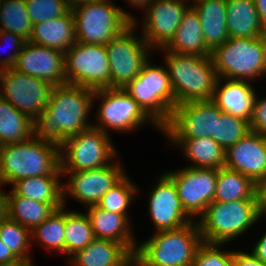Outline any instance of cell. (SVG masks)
Wrapping results in <instances>:
<instances>
[{
  "label": "cell",
  "mask_w": 266,
  "mask_h": 266,
  "mask_svg": "<svg viewBox=\"0 0 266 266\" xmlns=\"http://www.w3.org/2000/svg\"><path fill=\"white\" fill-rule=\"evenodd\" d=\"M93 97L90 88L53 86L46 108L33 120V136L60 148L67 138L93 126L88 119Z\"/></svg>",
  "instance_id": "6da1fadb"
},
{
  "label": "cell",
  "mask_w": 266,
  "mask_h": 266,
  "mask_svg": "<svg viewBox=\"0 0 266 266\" xmlns=\"http://www.w3.org/2000/svg\"><path fill=\"white\" fill-rule=\"evenodd\" d=\"M62 174L60 148L32 136L0 146V182L4 186L27 177Z\"/></svg>",
  "instance_id": "7a4b0ae2"
},
{
  "label": "cell",
  "mask_w": 266,
  "mask_h": 266,
  "mask_svg": "<svg viewBox=\"0 0 266 266\" xmlns=\"http://www.w3.org/2000/svg\"><path fill=\"white\" fill-rule=\"evenodd\" d=\"M164 54L175 107L191 101L212 100L218 75L211 56Z\"/></svg>",
  "instance_id": "3957f363"
},
{
  "label": "cell",
  "mask_w": 266,
  "mask_h": 266,
  "mask_svg": "<svg viewBox=\"0 0 266 266\" xmlns=\"http://www.w3.org/2000/svg\"><path fill=\"white\" fill-rule=\"evenodd\" d=\"M258 220V200H237L211 202L196 221L202 241L227 244L246 233Z\"/></svg>",
  "instance_id": "277c9868"
},
{
  "label": "cell",
  "mask_w": 266,
  "mask_h": 266,
  "mask_svg": "<svg viewBox=\"0 0 266 266\" xmlns=\"http://www.w3.org/2000/svg\"><path fill=\"white\" fill-rule=\"evenodd\" d=\"M202 242L198 223L194 220L179 229L155 232L137 245L135 254L147 266H192Z\"/></svg>",
  "instance_id": "5b68a950"
},
{
  "label": "cell",
  "mask_w": 266,
  "mask_h": 266,
  "mask_svg": "<svg viewBox=\"0 0 266 266\" xmlns=\"http://www.w3.org/2000/svg\"><path fill=\"white\" fill-rule=\"evenodd\" d=\"M78 43L106 45L136 18L112 0H96L71 8Z\"/></svg>",
  "instance_id": "8992f818"
},
{
  "label": "cell",
  "mask_w": 266,
  "mask_h": 266,
  "mask_svg": "<svg viewBox=\"0 0 266 266\" xmlns=\"http://www.w3.org/2000/svg\"><path fill=\"white\" fill-rule=\"evenodd\" d=\"M218 78L250 81L266 76V36L229 38L211 53Z\"/></svg>",
  "instance_id": "52a82bcc"
},
{
  "label": "cell",
  "mask_w": 266,
  "mask_h": 266,
  "mask_svg": "<svg viewBox=\"0 0 266 266\" xmlns=\"http://www.w3.org/2000/svg\"><path fill=\"white\" fill-rule=\"evenodd\" d=\"M150 59L140 74L123 89L162 129L170 121L175 108V95L166 67L156 66Z\"/></svg>",
  "instance_id": "ba28073f"
},
{
  "label": "cell",
  "mask_w": 266,
  "mask_h": 266,
  "mask_svg": "<svg viewBox=\"0 0 266 266\" xmlns=\"http://www.w3.org/2000/svg\"><path fill=\"white\" fill-rule=\"evenodd\" d=\"M110 135L91 126L67 138L60 147L61 172L97 169L115 161L119 156Z\"/></svg>",
  "instance_id": "9c48e42d"
},
{
  "label": "cell",
  "mask_w": 266,
  "mask_h": 266,
  "mask_svg": "<svg viewBox=\"0 0 266 266\" xmlns=\"http://www.w3.org/2000/svg\"><path fill=\"white\" fill-rule=\"evenodd\" d=\"M137 23L134 20L105 45L110 65V88H124L140 74L143 65L150 58L149 55L153 53L142 35L137 37L135 34L139 25Z\"/></svg>",
  "instance_id": "30bf717a"
},
{
  "label": "cell",
  "mask_w": 266,
  "mask_h": 266,
  "mask_svg": "<svg viewBox=\"0 0 266 266\" xmlns=\"http://www.w3.org/2000/svg\"><path fill=\"white\" fill-rule=\"evenodd\" d=\"M101 100L97 110V121L94 127L106 134L108 131L129 132L137 130L144 123L162 129L143 111L138 103L123 88H103L94 90L93 101Z\"/></svg>",
  "instance_id": "8fae6325"
},
{
  "label": "cell",
  "mask_w": 266,
  "mask_h": 266,
  "mask_svg": "<svg viewBox=\"0 0 266 266\" xmlns=\"http://www.w3.org/2000/svg\"><path fill=\"white\" fill-rule=\"evenodd\" d=\"M66 84L93 90L110 88V65L105 45L76 42L65 53Z\"/></svg>",
  "instance_id": "7c38bea8"
},
{
  "label": "cell",
  "mask_w": 266,
  "mask_h": 266,
  "mask_svg": "<svg viewBox=\"0 0 266 266\" xmlns=\"http://www.w3.org/2000/svg\"><path fill=\"white\" fill-rule=\"evenodd\" d=\"M0 86V96L32 120L46 108L53 87L13 67L0 69Z\"/></svg>",
  "instance_id": "4fadbf2b"
},
{
  "label": "cell",
  "mask_w": 266,
  "mask_h": 266,
  "mask_svg": "<svg viewBox=\"0 0 266 266\" xmlns=\"http://www.w3.org/2000/svg\"><path fill=\"white\" fill-rule=\"evenodd\" d=\"M222 111L212 101H191L177 105L162 128L167 139L211 137L215 141L216 118Z\"/></svg>",
  "instance_id": "5bb4252c"
},
{
  "label": "cell",
  "mask_w": 266,
  "mask_h": 266,
  "mask_svg": "<svg viewBox=\"0 0 266 266\" xmlns=\"http://www.w3.org/2000/svg\"><path fill=\"white\" fill-rule=\"evenodd\" d=\"M165 173L174 181L185 211L197 220L196 217H200L214 201L218 169L188 165L181 170H169Z\"/></svg>",
  "instance_id": "9a60e30c"
},
{
  "label": "cell",
  "mask_w": 266,
  "mask_h": 266,
  "mask_svg": "<svg viewBox=\"0 0 266 266\" xmlns=\"http://www.w3.org/2000/svg\"><path fill=\"white\" fill-rule=\"evenodd\" d=\"M115 162L92 170L62 172V176L68 177L66 184L62 183L64 206L66 195L84 204L85 208L97 205L101 197L126 175L124 167L117 160Z\"/></svg>",
  "instance_id": "2e32d148"
},
{
  "label": "cell",
  "mask_w": 266,
  "mask_h": 266,
  "mask_svg": "<svg viewBox=\"0 0 266 266\" xmlns=\"http://www.w3.org/2000/svg\"><path fill=\"white\" fill-rule=\"evenodd\" d=\"M183 0H154L144 11L142 37L153 50L162 51L174 38L184 13L191 6Z\"/></svg>",
  "instance_id": "e0dca14e"
},
{
  "label": "cell",
  "mask_w": 266,
  "mask_h": 266,
  "mask_svg": "<svg viewBox=\"0 0 266 266\" xmlns=\"http://www.w3.org/2000/svg\"><path fill=\"white\" fill-rule=\"evenodd\" d=\"M157 182L148 200L149 215L156 232L179 229L194 222L182 206L174 181L163 173Z\"/></svg>",
  "instance_id": "ac0fdd59"
},
{
  "label": "cell",
  "mask_w": 266,
  "mask_h": 266,
  "mask_svg": "<svg viewBox=\"0 0 266 266\" xmlns=\"http://www.w3.org/2000/svg\"><path fill=\"white\" fill-rule=\"evenodd\" d=\"M16 70L48 81L53 86L66 84L64 52L26 41L17 56Z\"/></svg>",
  "instance_id": "d6986e66"
},
{
  "label": "cell",
  "mask_w": 266,
  "mask_h": 266,
  "mask_svg": "<svg viewBox=\"0 0 266 266\" xmlns=\"http://www.w3.org/2000/svg\"><path fill=\"white\" fill-rule=\"evenodd\" d=\"M224 166L261 183L266 177V135L248 133L225 151Z\"/></svg>",
  "instance_id": "ffe728a7"
},
{
  "label": "cell",
  "mask_w": 266,
  "mask_h": 266,
  "mask_svg": "<svg viewBox=\"0 0 266 266\" xmlns=\"http://www.w3.org/2000/svg\"><path fill=\"white\" fill-rule=\"evenodd\" d=\"M250 84L249 81L218 78L212 101L222 112L251 122L257 95Z\"/></svg>",
  "instance_id": "44dd1931"
},
{
  "label": "cell",
  "mask_w": 266,
  "mask_h": 266,
  "mask_svg": "<svg viewBox=\"0 0 266 266\" xmlns=\"http://www.w3.org/2000/svg\"><path fill=\"white\" fill-rule=\"evenodd\" d=\"M91 228L96 239H109L123 244L132 254L137 249L130 220L124 215L103 210L97 205L86 207Z\"/></svg>",
  "instance_id": "7402d4cb"
},
{
  "label": "cell",
  "mask_w": 266,
  "mask_h": 266,
  "mask_svg": "<svg viewBox=\"0 0 266 266\" xmlns=\"http://www.w3.org/2000/svg\"><path fill=\"white\" fill-rule=\"evenodd\" d=\"M29 41L65 53L77 42L71 9L65 15L34 24Z\"/></svg>",
  "instance_id": "603a6c76"
},
{
  "label": "cell",
  "mask_w": 266,
  "mask_h": 266,
  "mask_svg": "<svg viewBox=\"0 0 266 266\" xmlns=\"http://www.w3.org/2000/svg\"><path fill=\"white\" fill-rule=\"evenodd\" d=\"M163 51L180 55L211 56L212 51L205 44L199 16L192 6L184 13L174 38Z\"/></svg>",
  "instance_id": "cb8c5ba5"
},
{
  "label": "cell",
  "mask_w": 266,
  "mask_h": 266,
  "mask_svg": "<svg viewBox=\"0 0 266 266\" xmlns=\"http://www.w3.org/2000/svg\"><path fill=\"white\" fill-rule=\"evenodd\" d=\"M132 253L121 243L109 239H94L84 249L69 256L72 266H122Z\"/></svg>",
  "instance_id": "d4e9b609"
},
{
  "label": "cell",
  "mask_w": 266,
  "mask_h": 266,
  "mask_svg": "<svg viewBox=\"0 0 266 266\" xmlns=\"http://www.w3.org/2000/svg\"><path fill=\"white\" fill-rule=\"evenodd\" d=\"M197 12L206 46L213 51L228 39L226 0H200L191 5Z\"/></svg>",
  "instance_id": "484cf974"
},
{
  "label": "cell",
  "mask_w": 266,
  "mask_h": 266,
  "mask_svg": "<svg viewBox=\"0 0 266 266\" xmlns=\"http://www.w3.org/2000/svg\"><path fill=\"white\" fill-rule=\"evenodd\" d=\"M229 38H259L263 31L254 0H226Z\"/></svg>",
  "instance_id": "4316f807"
},
{
  "label": "cell",
  "mask_w": 266,
  "mask_h": 266,
  "mask_svg": "<svg viewBox=\"0 0 266 266\" xmlns=\"http://www.w3.org/2000/svg\"><path fill=\"white\" fill-rule=\"evenodd\" d=\"M59 177L62 174L27 177L12 184V191L25 198L51 204L56 210L64 206L63 188Z\"/></svg>",
  "instance_id": "83f0119b"
},
{
  "label": "cell",
  "mask_w": 266,
  "mask_h": 266,
  "mask_svg": "<svg viewBox=\"0 0 266 266\" xmlns=\"http://www.w3.org/2000/svg\"><path fill=\"white\" fill-rule=\"evenodd\" d=\"M168 140L182 149L183 155L192 163L190 167L213 169L224 167L225 150L211 137Z\"/></svg>",
  "instance_id": "f1b7e54d"
},
{
  "label": "cell",
  "mask_w": 266,
  "mask_h": 266,
  "mask_svg": "<svg viewBox=\"0 0 266 266\" xmlns=\"http://www.w3.org/2000/svg\"><path fill=\"white\" fill-rule=\"evenodd\" d=\"M257 188L250 177L224 166L218 169L214 201L258 200Z\"/></svg>",
  "instance_id": "f546056e"
},
{
  "label": "cell",
  "mask_w": 266,
  "mask_h": 266,
  "mask_svg": "<svg viewBox=\"0 0 266 266\" xmlns=\"http://www.w3.org/2000/svg\"><path fill=\"white\" fill-rule=\"evenodd\" d=\"M33 136V120L0 96V146Z\"/></svg>",
  "instance_id": "4dcf8cb0"
},
{
  "label": "cell",
  "mask_w": 266,
  "mask_h": 266,
  "mask_svg": "<svg viewBox=\"0 0 266 266\" xmlns=\"http://www.w3.org/2000/svg\"><path fill=\"white\" fill-rule=\"evenodd\" d=\"M8 218L32 231L55 212L51 204L31 200L8 192Z\"/></svg>",
  "instance_id": "1f68e13d"
},
{
  "label": "cell",
  "mask_w": 266,
  "mask_h": 266,
  "mask_svg": "<svg viewBox=\"0 0 266 266\" xmlns=\"http://www.w3.org/2000/svg\"><path fill=\"white\" fill-rule=\"evenodd\" d=\"M65 253L74 255L84 249L94 239L89 217L76 210L65 211Z\"/></svg>",
  "instance_id": "d6a6232c"
},
{
  "label": "cell",
  "mask_w": 266,
  "mask_h": 266,
  "mask_svg": "<svg viewBox=\"0 0 266 266\" xmlns=\"http://www.w3.org/2000/svg\"><path fill=\"white\" fill-rule=\"evenodd\" d=\"M65 206L55 210L31 231V240L39 241L45 250L65 253ZM37 239V240H36Z\"/></svg>",
  "instance_id": "836d02e7"
},
{
  "label": "cell",
  "mask_w": 266,
  "mask_h": 266,
  "mask_svg": "<svg viewBox=\"0 0 266 266\" xmlns=\"http://www.w3.org/2000/svg\"><path fill=\"white\" fill-rule=\"evenodd\" d=\"M0 23V31L12 32L29 41L33 25L25 0H4L0 6Z\"/></svg>",
  "instance_id": "e575fe53"
},
{
  "label": "cell",
  "mask_w": 266,
  "mask_h": 266,
  "mask_svg": "<svg viewBox=\"0 0 266 266\" xmlns=\"http://www.w3.org/2000/svg\"><path fill=\"white\" fill-rule=\"evenodd\" d=\"M129 176L126 174L114 187L109 189L97 203V206L103 210L124 215L128 220L130 219L128 209L130 204L134 201L133 197L139 192Z\"/></svg>",
  "instance_id": "d590c367"
},
{
  "label": "cell",
  "mask_w": 266,
  "mask_h": 266,
  "mask_svg": "<svg viewBox=\"0 0 266 266\" xmlns=\"http://www.w3.org/2000/svg\"><path fill=\"white\" fill-rule=\"evenodd\" d=\"M0 239L18 259H31V231L8 217L0 223Z\"/></svg>",
  "instance_id": "8d00e7d4"
},
{
  "label": "cell",
  "mask_w": 266,
  "mask_h": 266,
  "mask_svg": "<svg viewBox=\"0 0 266 266\" xmlns=\"http://www.w3.org/2000/svg\"><path fill=\"white\" fill-rule=\"evenodd\" d=\"M251 132L250 122L222 112L216 118L215 142L225 151Z\"/></svg>",
  "instance_id": "74e56055"
},
{
  "label": "cell",
  "mask_w": 266,
  "mask_h": 266,
  "mask_svg": "<svg viewBox=\"0 0 266 266\" xmlns=\"http://www.w3.org/2000/svg\"><path fill=\"white\" fill-rule=\"evenodd\" d=\"M32 25L65 15L71 8L67 0H25Z\"/></svg>",
  "instance_id": "f35d334b"
},
{
  "label": "cell",
  "mask_w": 266,
  "mask_h": 266,
  "mask_svg": "<svg viewBox=\"0 0 266 266\" xmlns=\"http://www.w3.org/2000/svg\"><path fill=\"white\" fill-rule=\"evenodd\" d=\"M225 244L202 242L198 247L192 266H232L234 250L219 247Z\"/></svg>",
  "instance_id": "ab89813d"
},
{
  "label": "cell",
  "mask_w": 266,
  "mask_h": 266,
  "mask_svg": "<svg viewBox=\"0 0 266 266\" xmlns=\"http://www.w3.org/2000/svg\"><path fill=\"white\" fill-rule=\"evenodd\" d=\"M0 40H7L9 42L8 44H10L8 47L12 50V54L6 58H0V69L13 67L16 64L17 56L20 54L26 40L8 31H0Z\"/></svg>",
  "instance_id": "60d3db41"
},
{
  "label": "cell",
  "mask_w": 266,
  "mask_h": 266,
  "mask_svg": "<svg viewBox=\"0 0 266 266\" xmlns=\"http://www.w3.org/2000/svg\"><path fill=\"white\" fill-rule=\"evenodd\" d=\"M251 131L266 135V98H255L254 113L250 122Z\"/></svg>",
  "instance_id": "b9f144b4"
},
{
  "label": "cell",
  "mask_w": 266,
  "mask_h": 266,
  "mask_svg": "<svg viewBox=\"0 0 266 266\" xmlns=\"http://www.w3.org/2000/svg\"><path fill=\"white\" fill-rule=\"evenodd\" d=\"M232 266H266L252 252L234 251Z\"/></svg>",
  "instance_id": "7bdbcfd3"
},
{
  "label": "cell",
  "mask_w": 266,
  "mask_h": 266,
  "mask_svg": "<svg viewBox=\"0 0 266 266\" xmlns=\"http://www.w3.org/2000/svg\"><path fill=\"white\" fill-rule=\"evenodd\" d=\"M251 252L263 263H266V233L254 244Z\"/></svg>",
  "instance_id": "ee69618b"
},
{
  "label": "cell",
  "mask_w": 266,
  "mask_h": 266,
  "mask_svg": "<svg viewBox=\"0 0 266 266\" xmlns=\"http://www.w3.org/2000/svg\"><path fill=\"white\" fill-rule=\"evenodd\" d=\"M257 197L260 219L261 217L263 218L266 216V184H258Z\"/></svg>",
  "instance_id": "f6af8a7d"
},
{
  "label": "cell",
  "mask_w": 266,
  "mask_h": 266,
  "mask_svg": "<svg viewBox=\"0 0 266 266\" xmlns=\"http://www.w3.org/2000/svg\"><path fill=\"white\" fill-rule=\"evenodd\" d=\"M18 258L0 239V265L16 262Z\"/></svg>",
  "instance_id": "bcb514c9"
},
{
  "label": "cell",
  "mask_w": 266,
  "mask_h": 266,
  "mask_svg": "<svg viewBox=\"0 0 266 266\" xmlns=\"http://www.w3.org/2000/svg\"><path fill=\"white\" fill-rule=\"evenodd\" d=\"M4 184L0 182V187ZM8 193L0 189V223L8 217Z\"/></svg>",
  "instance_id": "7dc6e473"
},
{
  "label": "cell",
  "mask_w": 266,
  "mask_h": 266,
  "mask_svg": "<svg viewBox=\"0 0 266 266\" xmlns=\"http://www.w3.org/2000/svg\"><path fill=\"white\" fill-rule=\"evenodd\" d=\"M259 14L260 22L264 33L266 34V0H254Z\"/></svg>",
  "instance_id": "c3c4849f"
},
{
  "label": "cell",
  "mask_w": 266,
  "mask_h": 266,
  "mask_svg": "<svg viewBox=\"0 0 266 266\" xmlns=\"http://www.w3.org/2000/svg\"><path fill=\"white\" fill-rule=\"evenodd\" d=\"M131 7L146 9L154 0H126Z\"/></svg>",
  "instance_id": "681fc988"
},
{
  "label": "cell",
  "mask_w": 266,
  "mask_h": 266,
  "mask_svg": "<svg viewBox=\"0 0 266 266\" xmlns=\"http://www.w3.org/2000/svg\"><path fill=\"white\" fill-rule=\"evenodd\" d=\"M122 266H147L136 254L132 256Z\"/></svg>",
  "instance_id": "f907efd6"
},
{
  "label": "cell",
  "mask_w": 266,
  "mask_h": 266,
  "mask_svg": "<svg viewBox=\"0 0 266 266\" xmlns=\"http://www.w3.org/2000/svg\"><path fill=\"white\" fill-rule=\"evenodd\" d=\"M32 259H18L16 262L10 264H4L0 266H33Z\"/></svg>",
  "instance_id": "816d5d0a"
},
{
  "label": "cell",
  "mask_w": 266,
  "mask_h": 266,
  "mask_svg": "<svg viewBox=\"0 0 266 266\" xmlns=\"http://www.w3.org/2000/svg\"><path fill=\"white\" fill-rule=\"evenodd\" d=\"M91 1H96V0H67V3L70 8H73L74 6L85 3V2H91Z\"/></svg>",
  "instance_id": "f5cc1de1"
},
{
  "label": "cell",
  "mask_w": 266,
  "mask_h": 266,
  "mask_svg": "<svg viewBox=\"0 0 266 266\" xmlns=\"http://www.w3.org/2000/svg\"><path fill=\"white\" fill-rule=\"evenodd\" d=\"M183 1L188 2V4H189V1H191V0H183ZM192 1H193V3H190L191 5L194 4L197 1H200V0H192Z\"/></svg>",
  "instance_id": "db71d44e"
},
{
  "label": "cell",
  "mask_w": 266,
  "mask_h": 266,
  "mask_svg": "<svg viewBox=\"0 0 266 266\" xmlns=\"http://www.w3.org/2000/svg\"><path fill=\"white\" fill-rule=\"evenodd\" d=\"M259 184H266V177H265V179H264L261 183H259Z\"/></svg>",
  "instance_id": "11a10c76"
}]
</instances>
